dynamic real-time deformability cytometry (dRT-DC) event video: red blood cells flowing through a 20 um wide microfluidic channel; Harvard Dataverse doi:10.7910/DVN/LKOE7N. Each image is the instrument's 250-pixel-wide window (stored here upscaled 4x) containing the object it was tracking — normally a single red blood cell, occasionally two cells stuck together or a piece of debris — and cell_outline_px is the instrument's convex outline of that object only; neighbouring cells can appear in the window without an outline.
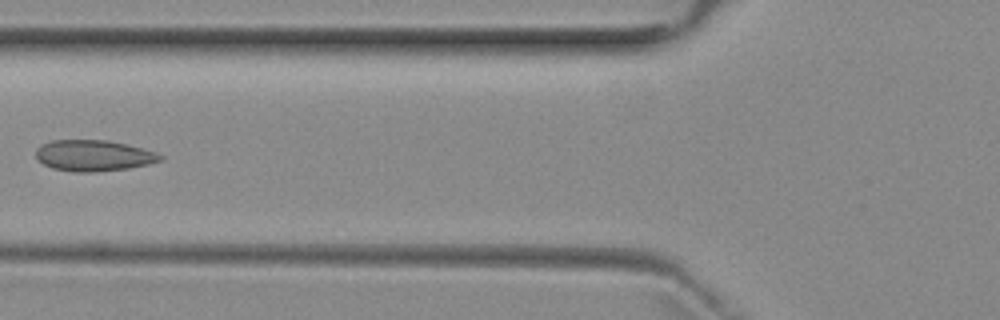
{"species": "common noctule bat (a hibernating species)", "species_latin": "Nyctalus noctula", "temperature_condition": "room temperature", "stored_images_in_passage": 6, "camera_frame_rate_fps": 3000, "um_per_image_px": 0.085, "animal": {"sex": "female", "body_mass_g": 29.2, "forearm_length_mm": 56.3}, "frame": {"image": 1, "passage_image": 5, "time_ms": 5.667, "image_size_px": [1000, 320], "cell_outline_px": [[164, 156], [160, 160], [148, 164], [128, 168], [96, 172], [72, 172], [52, 168], [44, 164], [36, 156], [36, 148], [40, 144], [52, 140], [108, 140], [156, 152]], "centroid_in_image_um": [7.92, 13.22], "position_along_channel_um": 117.9, "area_um2": 22.43}}
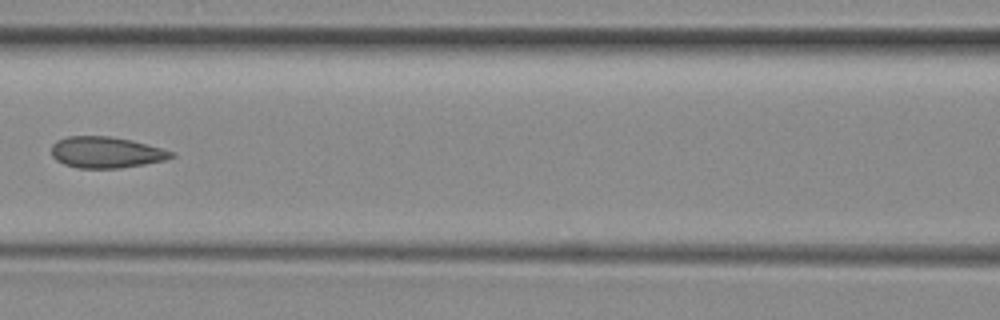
{"frame": {"image": 2, "passage_image": 6, "time_ms": 6.667, "image_size_px": [1000, 320], "cell_outline_px": [[176, 156], [164, 160], [144, 164], [120, 168], [76, 168], [64, 164], [56, 160], [52, 156], [52, 144], [56, 140], [68, 136], [108, 136], [132, 140], [176, 152]], "centroid_in_image_um": [9.02, 12.95], "position_along_channel_um": 157.6, "area_um2": 21.91}}